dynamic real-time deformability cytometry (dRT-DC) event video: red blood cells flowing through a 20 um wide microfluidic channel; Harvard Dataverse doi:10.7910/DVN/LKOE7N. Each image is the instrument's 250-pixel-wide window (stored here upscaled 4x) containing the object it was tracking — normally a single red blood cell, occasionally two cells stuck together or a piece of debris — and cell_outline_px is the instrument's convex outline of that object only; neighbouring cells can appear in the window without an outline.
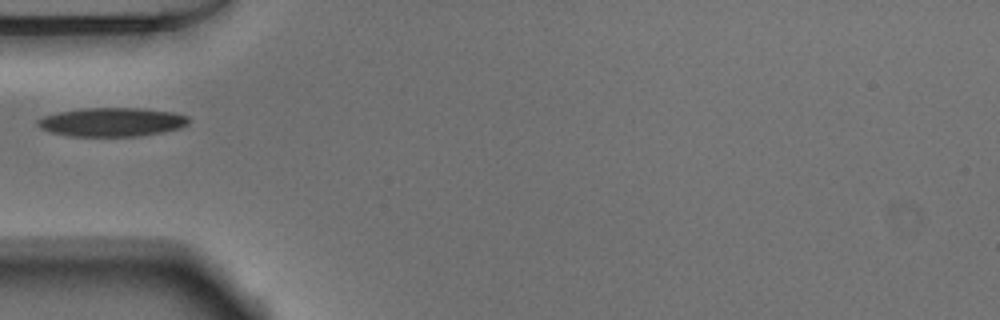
{"species": "Egyptian fruit bat (a non-hibernating species)", "species_latin": "Rousettus aegyptiacus", "temperature_condition": "warm", "stored_images_in_passage": 16, "camera_frame_rate_fps": 3000, "um_per_image_px": 0.085, "animal": {"sex": "male"}, "frame": {"image": 1, "passage_image": 1, "time_ms": 0.0, "image_size_px": [1000, 320], "cell_outline_px": [[188, 124], [180, 128], [140, 136], [72, 136], [52, 132], [40, 128], [36, 124], [36, 120], [44, 116], [60, 112], [84, 108], [140, 108], [176, 112], [188, 116]], "centroid_in_image_um": [9.53, 10.37], "position_along_channel_um": 75.5, "area_um2": 25.26}}
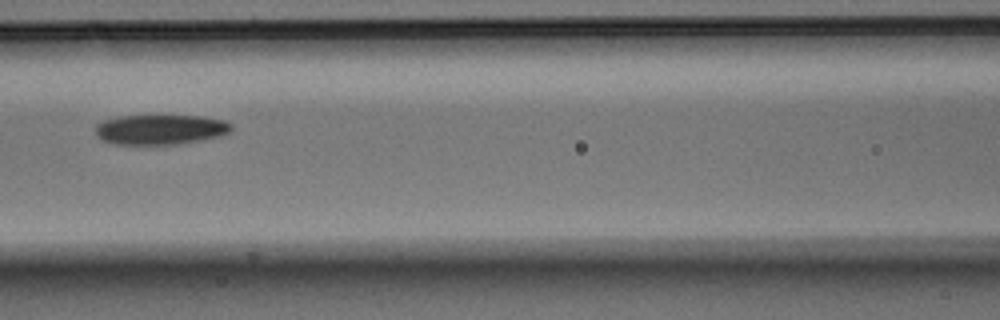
{"frame": {"image": 2, "passage_image": 7, "time_ms": 2.0, "image_size_px": [1000, 320], "cell_outline_px": [[232, 128], [224, 136], [204, 140], [180, 144], [112, 144], [100, 140], [96, 136], [96, 124], [104, 120], [120, 116], [204, 116], [224, 120], [232, 124]], "centroid_in_image_um": [13.65, 11.02], "position_along_channel_um": 152.9, "area_um2": 24.04}}
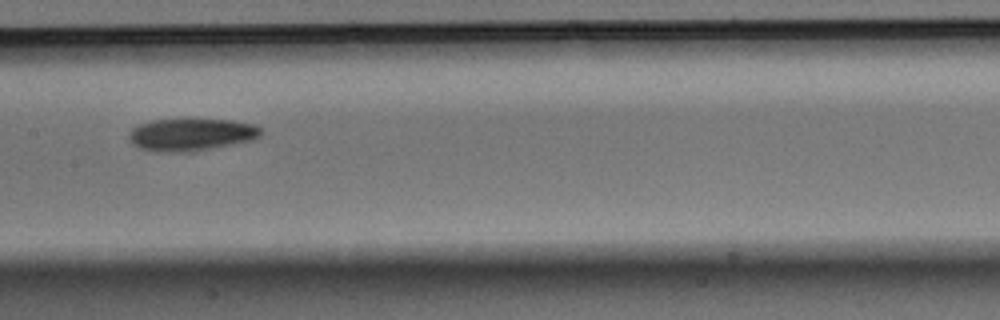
{"frame": {"image": 3, "passage_image": 10, "time_ms": 3.0, "image_size_px": [1000, 320], "cell_outline_px": [[264, 132], [260, 136], [252, 140], [192, 152], [160, 152], [140, 148], [132, 144], [128, 140], [128, 132], [136, 124], [152, 120], [188, 116], [232, 120], [252, 124], [260, 128]], "centroid_in_image_um": [16.2, 11.39], "position_along_channel_um": 191.2, "area_um2": 26.13}}